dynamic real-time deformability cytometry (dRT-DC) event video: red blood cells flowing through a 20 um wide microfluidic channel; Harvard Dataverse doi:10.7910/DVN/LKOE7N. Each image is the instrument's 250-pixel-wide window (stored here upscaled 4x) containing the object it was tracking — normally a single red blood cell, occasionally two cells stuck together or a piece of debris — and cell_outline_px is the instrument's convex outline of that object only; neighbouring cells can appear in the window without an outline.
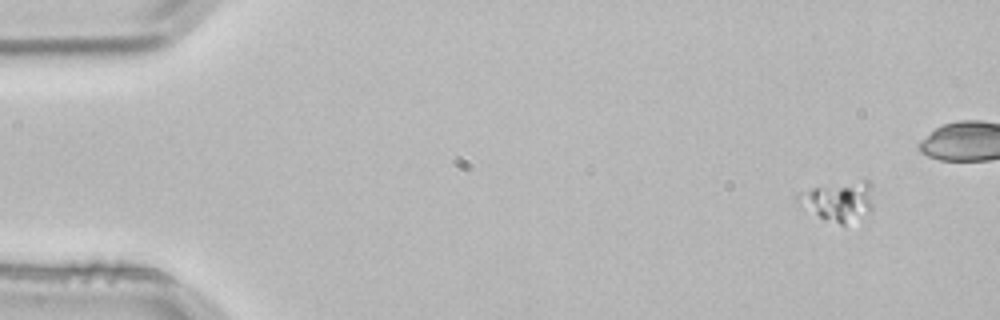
{"species": "common noctule bat (a hibernating species)", "species_latin": "Nyctalus noctula", "temperature_condition": "room temperature", "stored_images_in_passage": 4, "camera_frame_rate_fps": 3000, "um_per_image_px": 0.085, "animal": {"sex": "male", "body_mass_g": 21.5, "forearm_length_mm": 52.0}, "frame": {"image": 1, "passage_image": 1, "time_ms": 0.0, "image_size_px": [1000, 320], "cell_outline_px": [[872, 212], [868, 216], [844, 224], [840, 224], [820, 216], [796, 200], [796, 196], [800, 192], [812, 188], [864, 180], [868, 180], [872, 184]], "centroid_in_image_um": [71.38, 17.09], "position_along_channel_um": 13.6, "area_um2": 16.99}}